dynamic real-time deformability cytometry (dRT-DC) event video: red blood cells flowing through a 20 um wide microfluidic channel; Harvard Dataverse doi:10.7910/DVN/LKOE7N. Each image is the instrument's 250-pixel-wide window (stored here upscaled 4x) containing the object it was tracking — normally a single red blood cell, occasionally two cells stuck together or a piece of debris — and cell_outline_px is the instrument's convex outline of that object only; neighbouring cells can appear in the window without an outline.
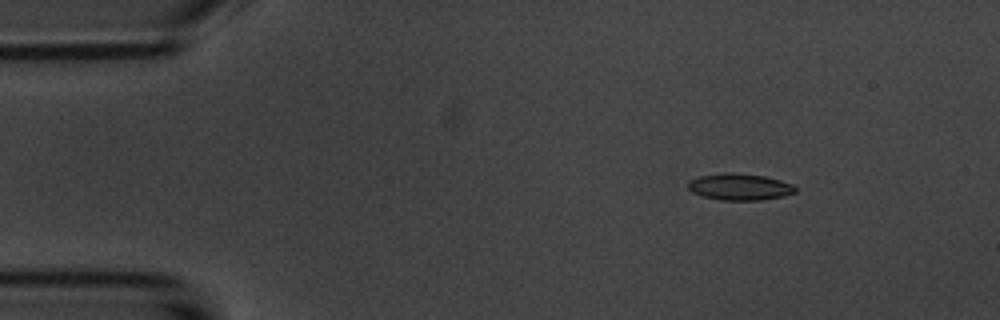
{"species": "common noctule bat (a hibernating species)", "species_latin": "Nyctalus noctula", "temperature_condition": "room temperature", "stored_images_in_passage": 5, "camera_frame_rate_fps": 3000, "um_per_image_px": 0.085, "animal": {"sex": "male", "body_mass_g": 20.1, "forearm_length_mm": 53.5}, "frame": {"image": 1, "passage_image": 2, "time_ms": 1.333, "image_size_px": [1000, 320], "cell_outline_px": [[796, 192], [784, 196], [760, 200], [720, 200], [704, 196], [692, 192], [688, 188], [688, 180], [700, 176], [724, 172], [732, 172], [764, 176], [780, 180], [792, 184], [796, 188]], "centroid_in_image_um": [62.86, 15.88], "position_along_channel_um": 22.1, "area_um2": 16.65}}
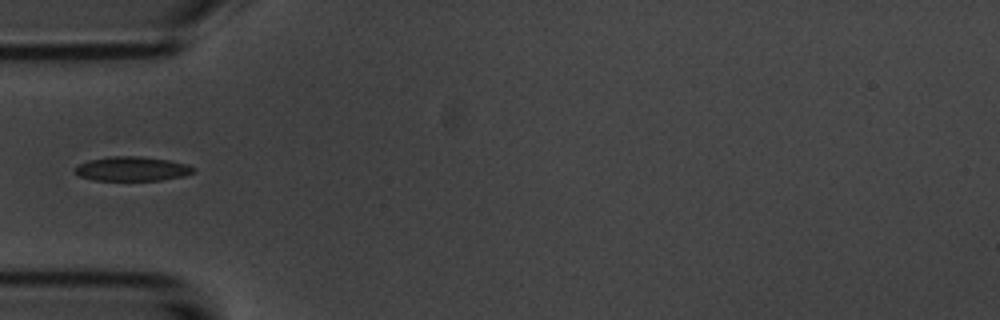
{"frame": {"image": 2, "passage_image": 5, "time_ms": 4.667, "image_size_px": [1000, 320], "cell_outline_px": [[196, 172], [184, 176], [160, 180], [92, 180], [80, 176], [72, 172], [76, 164], [88, 160], [108, 156], [140, 156], [168, 160], [188, 164], [196, 168]], "centroid_in_image_um": [11.2, 14.34], "position_along_channel_um": 73.8, "area_um2": 17.11}}